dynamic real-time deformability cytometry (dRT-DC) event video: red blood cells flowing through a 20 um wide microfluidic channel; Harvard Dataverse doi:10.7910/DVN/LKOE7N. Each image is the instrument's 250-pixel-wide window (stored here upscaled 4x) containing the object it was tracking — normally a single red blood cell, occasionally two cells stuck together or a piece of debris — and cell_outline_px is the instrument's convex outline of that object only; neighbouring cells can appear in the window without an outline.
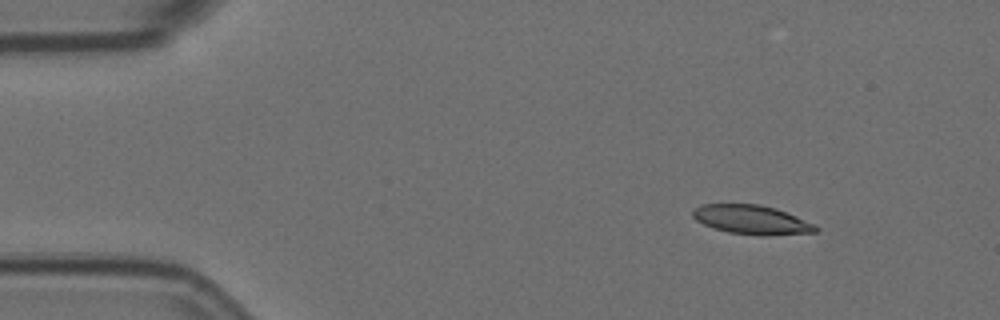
{"species": "Egyptian fruit bat (a non-hibernating species)", "species_latin": "Rousettus aegyptiacus", "temperature_condition": "room temperature", "stored_images_in_passage": 50, "camera_frame_rate_fps": 3000, "um_per_image_px": 0.085, "animal": {"sex": "female"}, "frame": {"image": 1, "passage_image": 1, "time_ms": 0.0, "image_size_px": [1000, 320], "cell_outline_px": [[820, 228], [816, 232], [768, 236], [760, 236], [728, 232], [704, 224], [696, 220], [692, 216], [692, 208], [700, 204], [760, 204], [776, 208], [816, 224]], "centroid_in_image_um": [63.91, 18.67], "position_along_channel_um": 21.1, "area_um2": 21.1}}
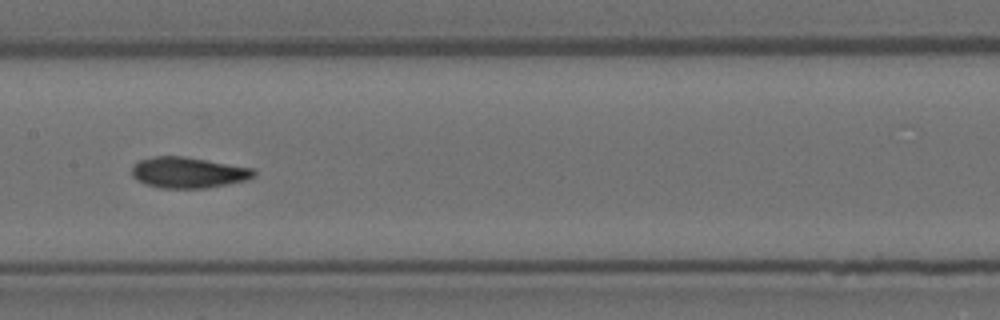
{"frame": {"image": 2, "passage_image": 22, "time_ms": 7.0, "image_size_px": [1000, 320], "cell_outline_px": [[256, 176], [248, 180], [228, 184], [204, 188], [160, 188], [144, 184], [136, 180], [132, 176], [132, 164], [140, 160], [152, 156], [184, 156], [252, 168], [256, 172]], "centroid_in_image_um": [15.97, 14.67], "position_along_channel_um": 191.4, "area_um2": 22.14}}
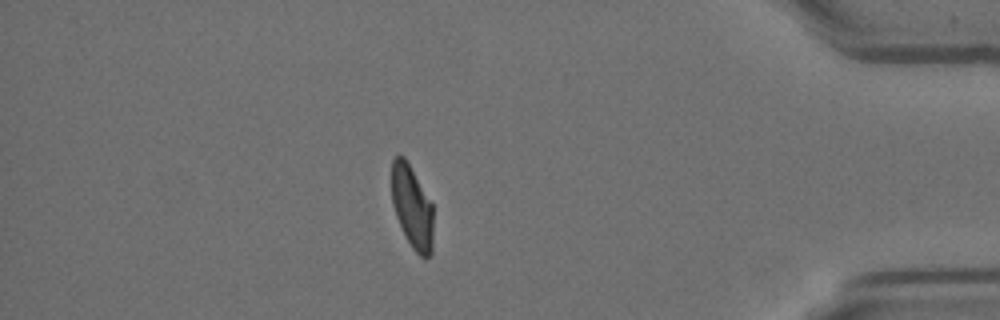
{"frame": {"image": 3, "passage_image": 43, "time_ms": 14.0, "image_size_px": [1000, 320], "cell_outline_px": [[432, 252], [428, 256], [420, 256], [412, 248], [396, 216], [392, 204], [392, 160], [396, 156], [404, 156], [432, 204]], "centroid_in_image_um": [35.01, 17.59], "position_along_channel_um": 400.2, "area_um2": 19.59}, "authors_computed_cell_mechanics": {"area_um2": 21.8195, "velocity_mm_per_s": 3.5656, "shape_relaxation_time_tau1_ms": 4.8768, "shape_relaxation_time_tau2_ms": 2.6379, "deformation_change_tau1": 0.1518, "deformation_change_tau2": 0.0753}}